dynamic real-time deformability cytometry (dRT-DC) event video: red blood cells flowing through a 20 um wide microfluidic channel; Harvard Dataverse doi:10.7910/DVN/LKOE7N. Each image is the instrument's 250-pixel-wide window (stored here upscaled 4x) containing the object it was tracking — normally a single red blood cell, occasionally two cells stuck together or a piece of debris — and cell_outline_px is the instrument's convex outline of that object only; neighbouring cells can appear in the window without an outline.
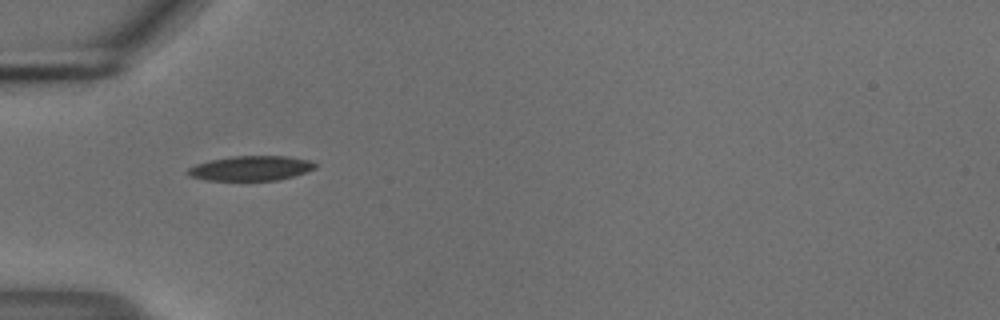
{"species": "common noctule bat (a hibernating species)", "species_latin": "Nyctalus noctula", "temperature_condition": "cold", "stored_images_in_passage": 38, "camera_frame_rate_fps": 3000, "um_per_image_px": 0.085, "animal": {"sex": "male", "body_mass_g": 18.8}, "frame": {"image": 1, "passage_image": 1, "time_ms": 0.0, "image_size_px": [1000, 320], "cell_outline_px": [[316, 168], [292, 176], [276, 180], [208, 180], [188, 176], [184, 172], [188, 168], [196, 164], [212, 160], [232, 156], [288, 156], [312, 160], [316, 164]], "centroid_in_image_um": [21.31, 14.29], "position_along_channel_um": 63.7, "area_um2": 18.32}}
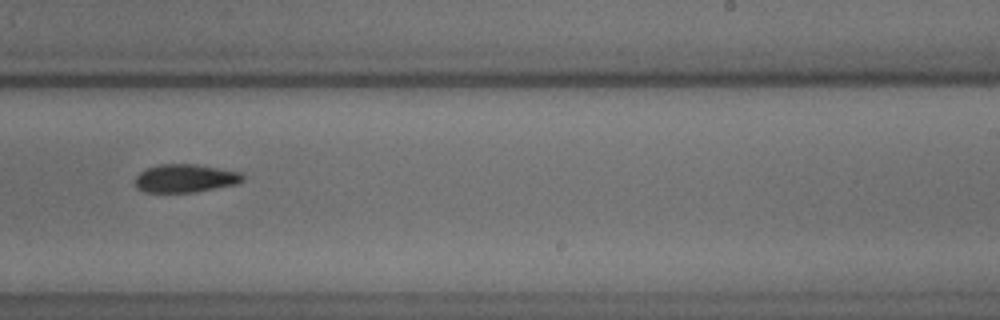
{"frame": {"image": 2, "passage_image": 18, "time_ms": 5.667, "image_size_px": [1000, 320], "cell_outline_px": [[244, 180], [236, 184], [196, 192], [144, 192], [136, 188], [136, 176], [140, 172], [148, 168], [160, 164], [196, 164], [244, 172]], "centroid_in_image_um": [15.79, 15.15], "position_along_channel_um": 273.2, "area_um2": 17.8}}
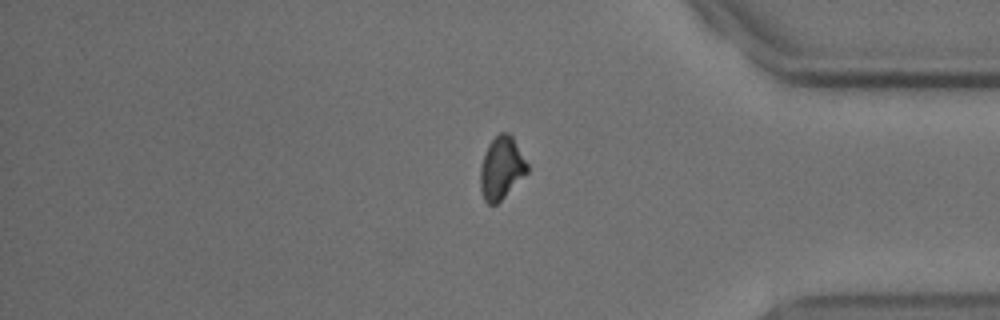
{"frame": {"image": 3, "passage_image": 29, "time_ms": 9.333, "image_size_px": [1000, 320], "cell_outline_px": [[528, 172], [496, 204], [488, 204], [484, 200], [480, 188], [480, 168], [488, 144], [500, 132], [508, 132], [512, 136], [528, 164]], "centroid_in_image_um": [42.61, 14.27], "position_along_channel_um": 392.6, "area_um2": 16.88}, "authors_computed_cell_mechanics": {"area_um2": 17.8891, "velocity_mm_per_s": 3.7352, "shape_relaxation_time_tau1_ms": 8.0323, "shape_relaxation_time_tau2_ms": null, "deformation_change_tau1": 0.1767, "deformation_change_tau2": null}}